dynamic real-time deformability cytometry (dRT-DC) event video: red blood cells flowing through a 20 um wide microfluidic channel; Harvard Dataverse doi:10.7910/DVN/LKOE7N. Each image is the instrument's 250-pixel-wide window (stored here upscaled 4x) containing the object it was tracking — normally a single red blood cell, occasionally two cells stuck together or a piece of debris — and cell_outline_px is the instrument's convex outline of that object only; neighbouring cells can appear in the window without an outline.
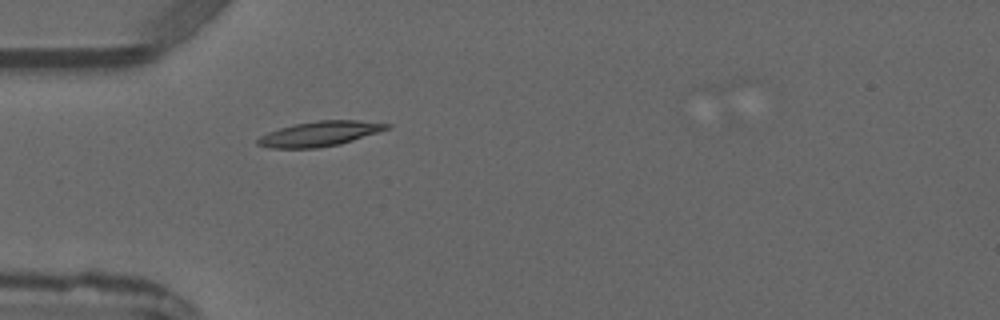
{"species": "common noctule bat (a hibernating species)", "species_latin": "Nyctalus noctula", "temperature_condition": "warm", "stored_images_in_passage": 1, "camera_frame_rate_fps": 3000, "um_per_image_px": 0.085, "animal": {"sex": "male", "forearm_length_mm": 52.5}, "frame": {"image": 1, "passage_image": 1, "time_ms": 0.0, "image_size_px": [1000, 320], "cell_outline_px": [[392, 124], [388, 128], [380, 132], [340, 144], [316, 148], [268, 148], [256, 144], [256, 140], [260, 136], [268, 132], [280, 128], [296, 124], [316, 120], [356, 120]], "centroid_in_image_um": [27.17, 11.37], "position_along_channel_um": 57.8, "area_um2": 18.73}}